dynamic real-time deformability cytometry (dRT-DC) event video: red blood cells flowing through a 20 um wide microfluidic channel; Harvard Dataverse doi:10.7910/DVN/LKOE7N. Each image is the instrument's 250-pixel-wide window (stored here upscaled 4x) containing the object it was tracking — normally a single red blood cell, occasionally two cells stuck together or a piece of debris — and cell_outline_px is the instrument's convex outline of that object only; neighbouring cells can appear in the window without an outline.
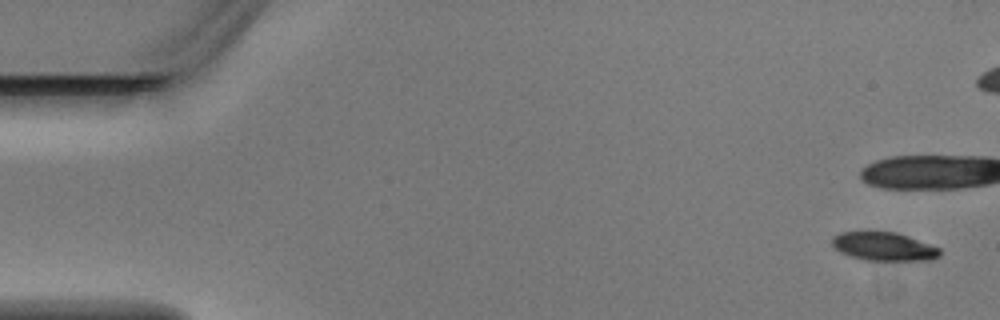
{"species": "Egyptian fruit bat (a non-hibernating species)", "species_latin": "Rousettus aegyptiacus", "temperature_condition": "warm", "stored_images_in_passage": 5, "camera_frame_rate_fps": 3000, "um_per_image_px": 0.085, "animal": {"sex": "male"}, "frame": {"image": 1, "passage_image": 1, "time_ms": 0.0, "image_size_px": [1000, 320], "cell_outline_px": [[940, 256], [932, 260], [864, 260], [840, 252], [832, 244], [832, 236], [840, 232], [896, 232], [908, 236], [940, 248]], "centroid_in_image_um": [75.13, 20.95], "position_along_channel_um": 9.9, "area_um2": 17.74}}
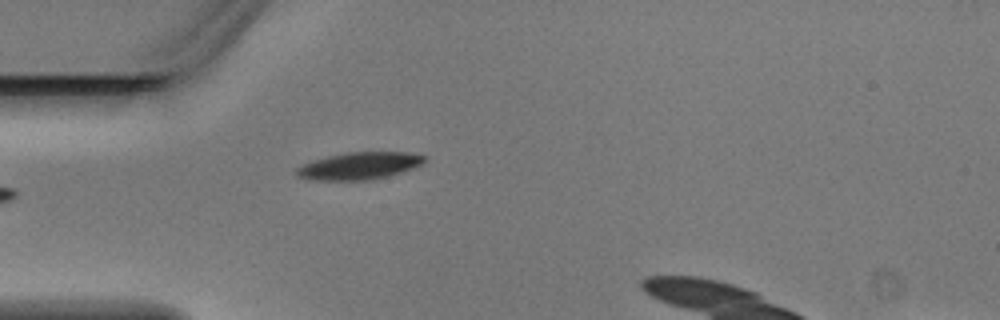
{"frame": {"image": 2, "passage_image": 5, "time_ms": 1.333, "image_size_px": [1000, 320], "cell_outline_px": [[424, 164], [388, 176], [368, 180], [308, 180], [296, 176], [296, 168], [304, 164], [328, 156], [348, 152], [408, 152], [424, 156]], "centroid_in_image_um": [30.52, 14.1], "position_along_channel_um": 54.5, "area_um2": 20.11}}